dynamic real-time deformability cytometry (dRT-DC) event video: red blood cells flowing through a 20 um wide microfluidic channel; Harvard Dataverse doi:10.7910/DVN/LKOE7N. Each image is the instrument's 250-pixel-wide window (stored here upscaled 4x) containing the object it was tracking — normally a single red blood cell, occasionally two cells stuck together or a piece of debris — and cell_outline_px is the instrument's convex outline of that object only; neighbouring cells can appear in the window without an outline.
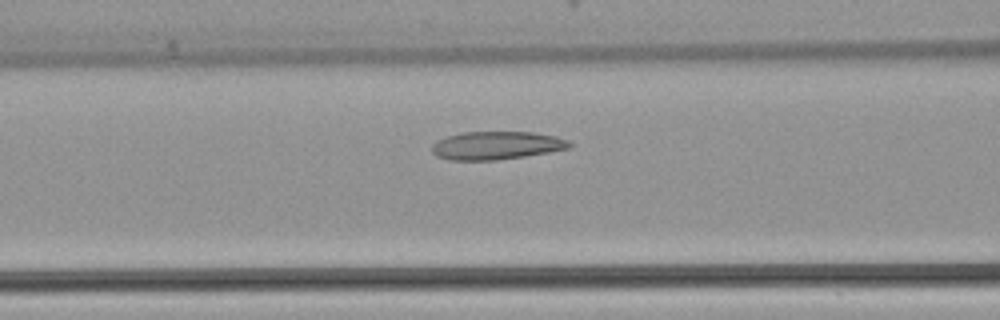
{"species": "common noctule bat (a hibernating species)", "species_latin": "Nyctalus noctula", "temperature_condition": "warm", "stored_images_in_passage": 41, "camera_frame_rate_fps": 3000, "um_per_image_px": 0.085, "animal": {"sex": "female", "body_mass_g": 22.7, "forearm_length_mm": 54.2}, "frame": {"image": 1, "passage_image": 15, "time_ms": 4.667, "image_size_px": [1000, 320], "cell_outline_px": [[572, 148], [524, 156], [496, 160], [448, 160], [436, 156], [432, 152], [432, 144], [436, 140], [448, 136], [464, 132], [532, 132], [556, 136], [568, 140], [572, 144]], "centroid_in_image_um": [42.2, 12.36], "position_along_channel_um": 124.4, "area_um2": 22.6}}
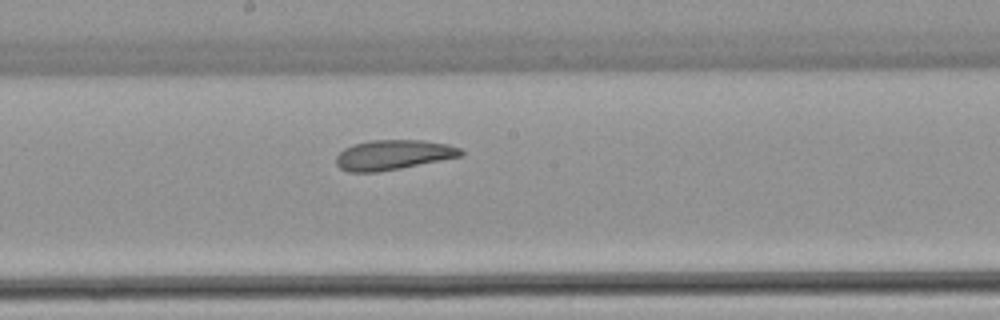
{"frame": {"image": 2, "passage_image": 21, "time_ms": 6.667, "image_size_px": [1000, 320], "cell_outline_px": [[464, 156], [380, 172], [348, 172], [340, 168], [336, 164], [336, 156], [344, 148], [352, 144], [372, 140], [420, 140], [448, 144], [460, 148], [464, 152]], "centroid_in_image_um": [33.43, 13.17], "position_along_channel_um": 214.8, "area_um2": 21.91}}
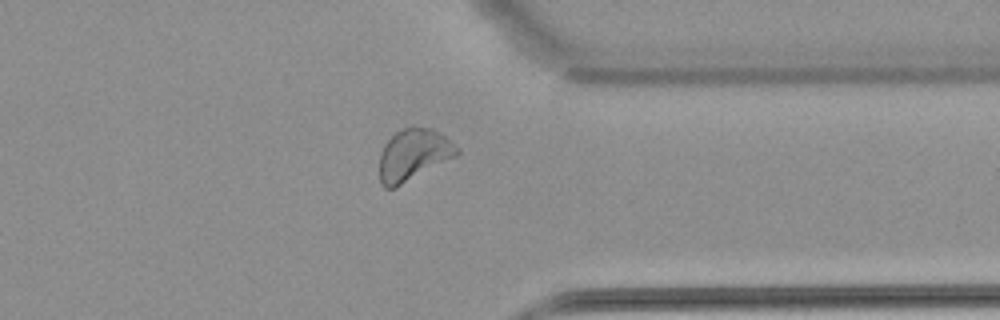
{"frame": {"image": 3, "passage_image": 32, "time_ms": 10.333, "image_size_px": [1000, 320], "cell_outline_px": [[460, 152], [456, 156], [396, 188], [384, 188], [380, 184], [380, 152], [384, 144], [396, 132], [404, 128], [432, 128], [440, 132], [460, 148]], "centroid_in_image_um": [35.14, 13.18], "position_along_channel_um": 376.3, "area_um2": 23.29}}